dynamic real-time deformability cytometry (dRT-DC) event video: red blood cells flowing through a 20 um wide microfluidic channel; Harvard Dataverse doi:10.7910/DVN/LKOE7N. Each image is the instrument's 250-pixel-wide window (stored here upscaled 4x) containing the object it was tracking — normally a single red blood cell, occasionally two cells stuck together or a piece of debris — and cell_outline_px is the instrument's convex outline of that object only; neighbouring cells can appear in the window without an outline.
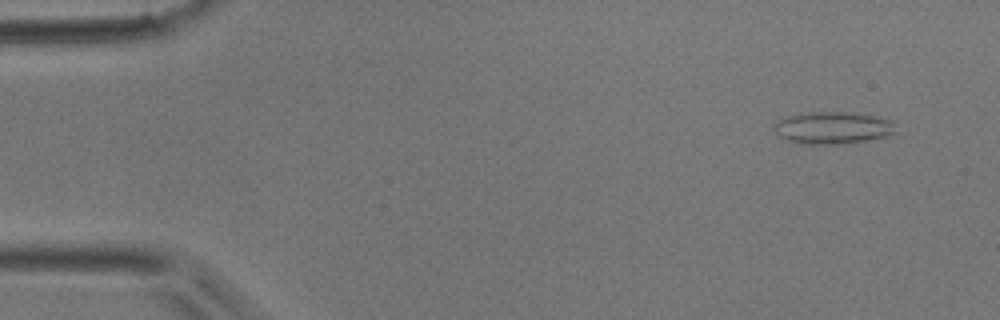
{"species": "common noctule bat (a hibernating species)", "species_latin": "Nyctalus noctula", "temperature_condition": "room temperature", "stored_images_in_passage": 5, "camera_frame_rate_fps": 3000, "um_per_image_px": 0.085, "animal": {"sex": "male", "body_mass_g": 17.9}, "frame": {"image": 1, "passage_image": 1, "time_ms": 0.0, "image_size_px": [1000, 320], "cell_outline_px": [[896, 132], [884, 136], [864, 140], [832, 144], [808, 144], [784, 140], [776, 136], [776, 120], [788, 116], [804, 112], [840, 112], [876, 116], [892, 120]], "centroid_in_image_um": [70.73, 10.85], "position_along_channel_um": 14.3, "area_um2": 22.48}}
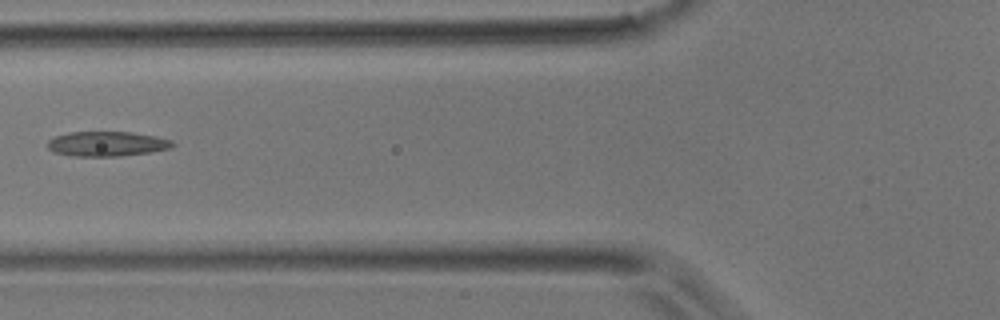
{"frame": {"image": 2, "passage_image": 5, "time_ms": 1.333, "image_size_px": [1000, 320], "cell_outline_px": [[176, 144], [172, 148], [152, 152], [120, 156], [72, 156], [52, 152], [48, 148], [48, 140], [56, 136], [68, 132], [132, 132], [156, 136], [172, 140]], "centroid_in_image_um": [9.12, 12.23], "position_along_channel_um": 116.7, "area_um2": 18.26}}